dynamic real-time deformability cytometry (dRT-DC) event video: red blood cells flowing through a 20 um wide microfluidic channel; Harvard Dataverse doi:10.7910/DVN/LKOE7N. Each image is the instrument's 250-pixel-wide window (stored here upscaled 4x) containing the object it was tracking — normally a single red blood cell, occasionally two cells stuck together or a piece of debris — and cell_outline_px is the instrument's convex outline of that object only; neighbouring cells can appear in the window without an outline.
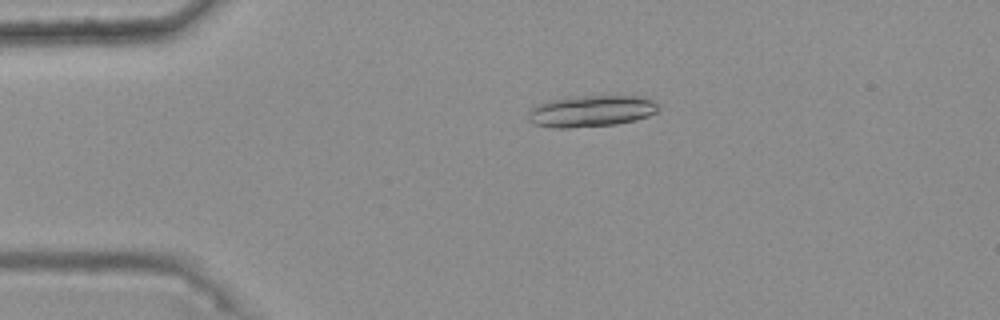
{"species": "common noctule bat (a hibernating species)", "species_latin": "Nyctalus noctula", "temperature_condition": "warm", "stored_images_in_passage": 48, "camera_frame_rate_fps": 3000, "um_per_image_px": 0.085, "animal": {"sex": "female", "body_mass_g": 25.1}, "frame": {"image": 1, "passage_image": 11, "time_ms": 3.333, "image_size_px": [1000, 320], "cell_outline_px": [[660, 108], [656, 112], [648, 116], [636, 120], [616, 124], [572, 128], [552, 128], [532, 124], [528, 120], [528, 112], [536, 104], [548, 100], [572, 96], [648, 96]], "centroid_in_image_um": [50.22, 9.44], "position_along_channel_um": 34.8, "area_um2": 24.28}}
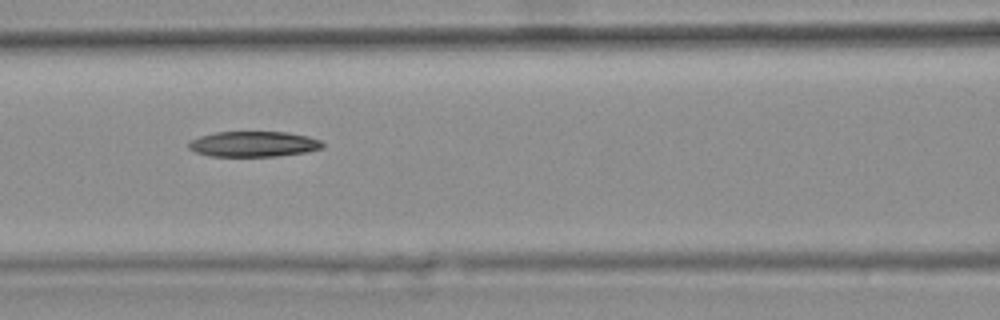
{"frame": {"image": 2, "passage_image": 23, "time_ms": 7.333, "image_size_px": [1000, 320], "cell_outline_px": [[324, 148], [308, 152], [276, 156], [208, 156], [196, 152], [188, 148], [188, 144], [192, 140], [200, 136], [216, 132], [288, 132], [308, 136], [320, 140], [324, 144]], "centroid_in_image_um": [21.59, 12.25], "position_along_channel_um": 145.0, "area_um2": 19.94}}
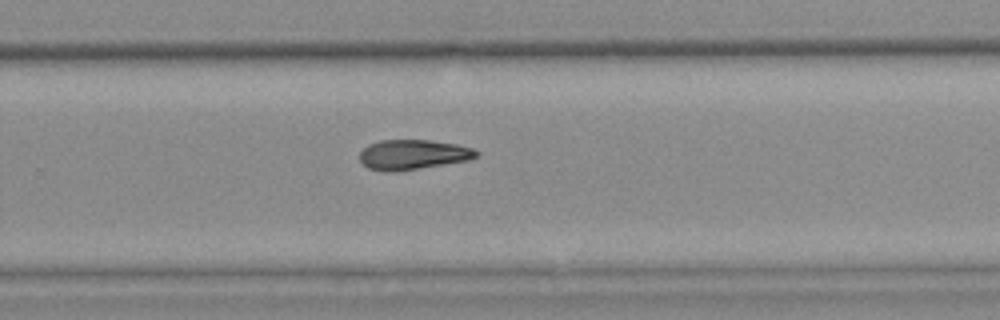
{"frame": {"image": 3, "passage_image": 35, "time_ms": 11.333, "image_size_px": [1000, 320], "cell_outline_px": [[480, 156], [468, 160], [396, 172], [384, 172], [368, 168], [360, 160], [360, 152], [368, 144], [380, 140], [428, 140], [456, 144], [472, 148], [480, 152]], "centroid_in_image_um": [35.1, 13.14], "position_along_channel_um": 294.7, "area_um2": 20.4}}